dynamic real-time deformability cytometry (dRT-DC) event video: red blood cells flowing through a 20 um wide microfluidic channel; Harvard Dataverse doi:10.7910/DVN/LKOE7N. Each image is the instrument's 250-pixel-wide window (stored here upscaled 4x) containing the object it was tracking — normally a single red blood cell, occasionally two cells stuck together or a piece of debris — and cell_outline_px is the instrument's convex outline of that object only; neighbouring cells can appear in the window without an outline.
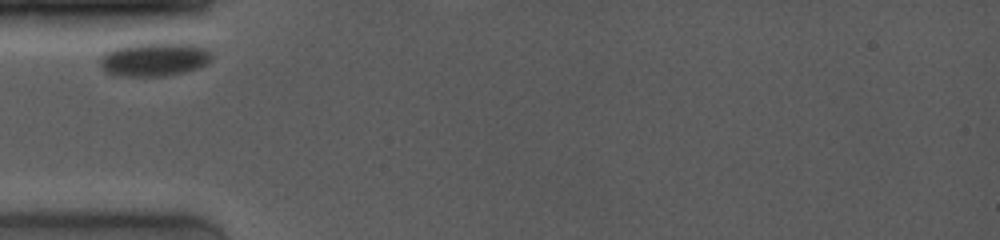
{"species": "common noctule bat (a hibernating species)", "species_latin": "Nyctalus noctula", "temperature_condition": "room temperature", "stored_images_in_passage": 6, "camera_frame_rate_fps": 4000, "um_per_image_px": 0.085, "animal": {"sex": "female", "body_mass_g": 19.0, "forearm_length_mm": 53.3}, "frame": {"image": 1, "passage_image": 1, "time_ms": 0.0, "image_size_px": [1000, 240], "cell_outline_px": [[212, 60], [200, 68], [188, 72], [164, 76], [116, 76], [108, 72], [100, 64], [100, 56], [104, 52], [112, 48], [128, 44], [200, 44], [208, 48], [212, 52]], "centroid_in_image_um": [13.16, 5.05], "position_along_channel_um": 71.8, "area_um2": 22.25}}